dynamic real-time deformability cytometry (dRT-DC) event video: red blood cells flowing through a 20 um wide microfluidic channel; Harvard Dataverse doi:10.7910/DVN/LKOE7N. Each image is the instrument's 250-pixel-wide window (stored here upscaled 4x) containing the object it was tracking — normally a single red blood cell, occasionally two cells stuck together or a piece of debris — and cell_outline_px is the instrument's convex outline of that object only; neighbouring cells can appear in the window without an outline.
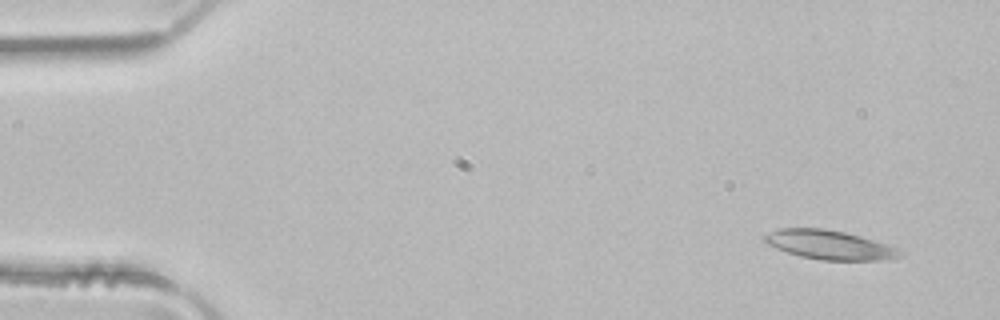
{"species": "common noctule bat (a hibernating species)", "species_latin": "Nyctalus noctula", "temperature_condition": "room temperature", "stored_images_in_passage": 5, "camera_frame_rate_fps": 3000, "um_per_image_px": 0.085, "animal": {"sex": "male", "body_mass_g": 21.5, "forearm_length_mm": 52.0}, "frame": {"image": 1, "passage_image": 1, "time_ms": 0.0, "image_size_px": [1000, 320], "cell_outline_px": [[904, 256], [884, 260], [820, 260], [800, 256], [776, 248], [768, 244], [764, 240], [764, 236], [780, 228], [824, 228], [844, 232], [860, 236], [896, 248], [904, 252]], "centroid_in_image_um": [70.53, 20.82], "position_along_channel_um": 14.5, "area_um2": 22.72}}